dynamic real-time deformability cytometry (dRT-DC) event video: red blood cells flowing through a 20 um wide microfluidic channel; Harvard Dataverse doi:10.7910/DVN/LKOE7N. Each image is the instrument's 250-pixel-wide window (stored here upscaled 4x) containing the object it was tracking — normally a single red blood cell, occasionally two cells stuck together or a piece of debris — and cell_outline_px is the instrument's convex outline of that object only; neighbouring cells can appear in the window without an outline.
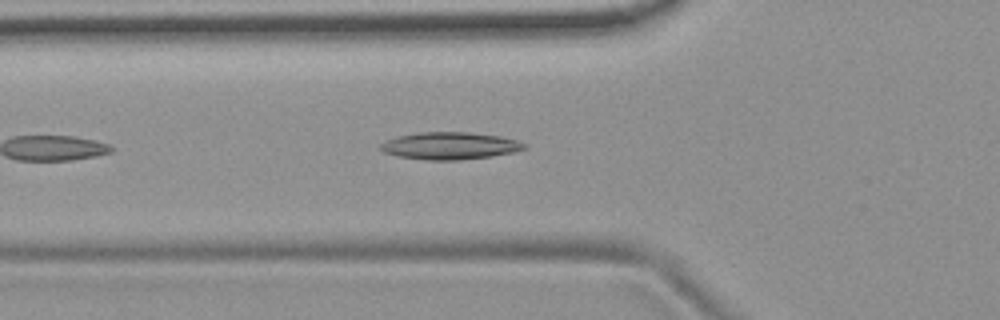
{"species": "common noctule bat (a hibernating species)", "species_latin": "Nyctalus noctula", "temperature_condition": "room temperature", "stored_images_in_passage": 13, "camera_frame_rate_fps": 3000, "um_per_image_px": 0.085, "animal": {"sex": "female", "body_mass_g": 19.9}, "frame": {"image": 1, "passage_image": 6, "time_ms": 1.667, "image_size_px": [1000, 320], "cell_outline_px": [[528, 148], [512, 152], [492, 156], [460, 160], [428, 160], [396, 156], [384, 152], [380, 148], [380, 144], [388, 140], [400, 136], [420, 132], [472, 132], [500, 136], [516, 140], [528, 144]], "centroid_in_image_um": [38.28, 12.39], "position_along_channel_um": 87.5, "area_um2": 22.83}}
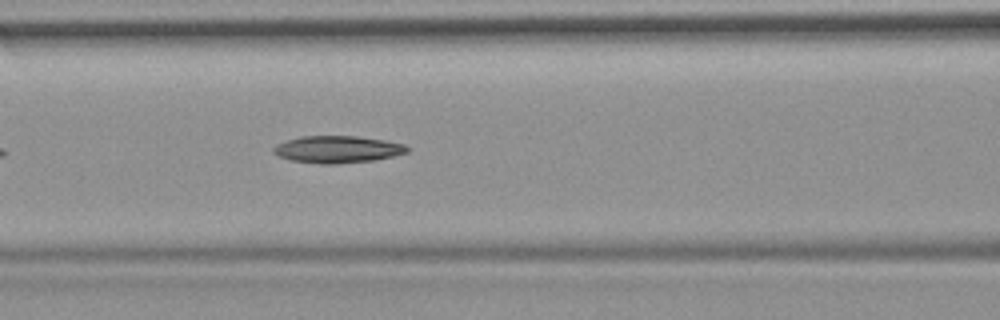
{"frame": {"image": 2, "passage_image": 10, "time_ms": 3.0, "image_size_px": [1000, 320], "cell_outline_px": [[412, 148], [408, 152], [376, 160], [336, 164], [320, 164], [288, 160], [272, 152], [272, 148], [276, 144], [300, 136], [356, 136], [384, 140], [404, 144]], "centroid_in_image_um": [28.69, 12.7], "position_along_channel_um": 137.9, "area_um2": 21.27}}